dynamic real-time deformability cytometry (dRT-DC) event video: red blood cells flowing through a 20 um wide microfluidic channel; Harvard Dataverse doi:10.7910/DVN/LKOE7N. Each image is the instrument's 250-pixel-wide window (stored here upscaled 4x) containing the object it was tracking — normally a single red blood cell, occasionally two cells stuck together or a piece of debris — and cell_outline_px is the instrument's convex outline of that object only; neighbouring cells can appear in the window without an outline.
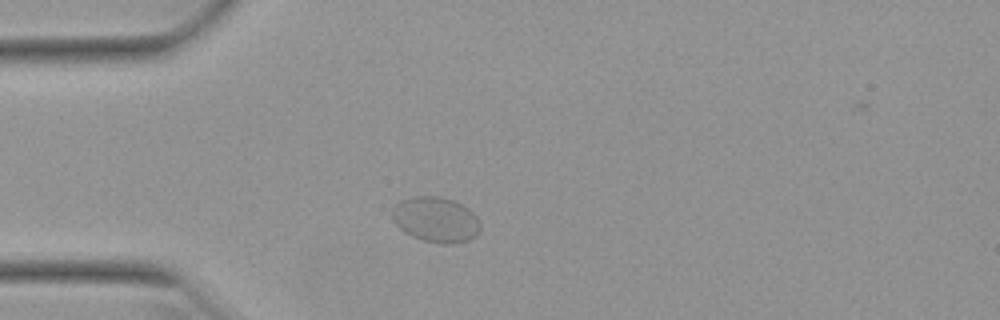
{"species": "Egyptian fruit bat (a non-hibernating species)", "species_latin": "Rousettus aegyptiacus", "temperature_condition": "warm", "stored_images_in_passage": 39, "camera_frame_rate_fps": 3000, "um_per_image_px": 0.085, "animal": {"sex": "female"}, "frame": {"image": 1, "passage_image": 1, "time_ms": 0.0, "image_size_px": [1000, 320], "cell_outline_px": [[480, 228], [476, 236], [468, 240], [456, 244], [440, 244], [424, 240], [412, 236], [404, 232], [392, 220], [392, 208], [400, 200], [412, 196], [440, 196], [452, 200], [468, 208], [476, 216], [480, 224]], "centroid_in_image_um": [37.03, 18.67], "position_along_channel_um": 48.0, "area_um2": 23.41}}
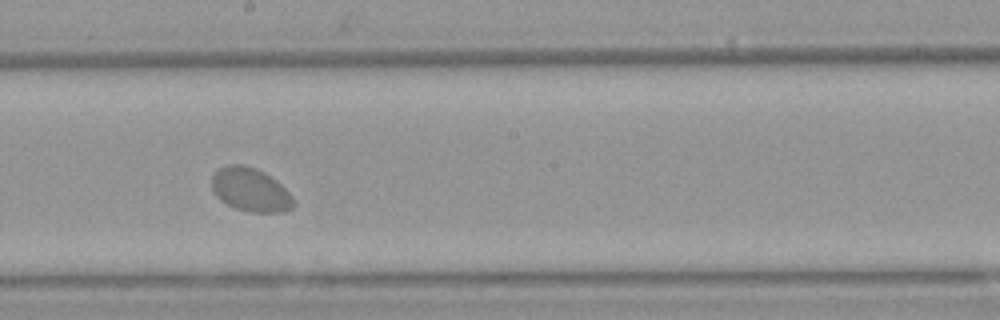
{"frame": {"image": 2, "passage_image": 16, "time_ms": 5.0, "image_size_px": [1000, 320], "cell_outline_px": [[296, 204], [292, 208], [284, 212], [248, 212], [236, 208], [220, 200], [216, 196], [212, 188], [212, 176], [220, 168], [228, 164], [244, 164], [256, 168], [264, 172], [276, 180], [292, 196]], "centroid_in_image_um": [21.3, 16.13], "position_along_channel_um": 226.9, "area_um2": 20.81}}
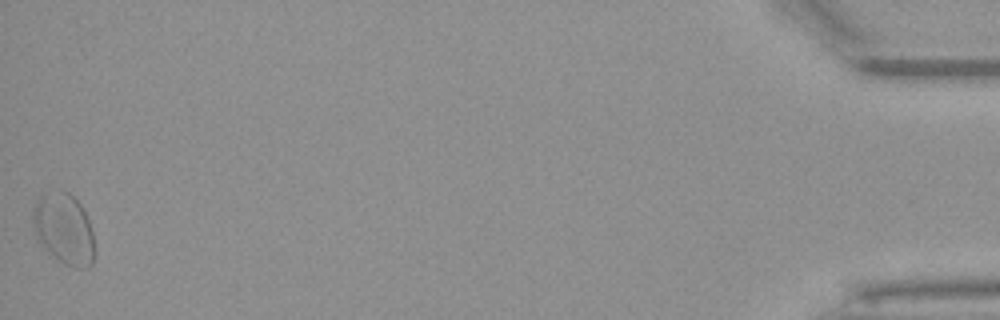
{"frame": {"image": 3, "passage_image": 39, "time_ms": 12.667, "image_size_px": [1000, 320], "cell_outline_px": [[96, 256], [92, 264], [88, 268], [72, 268], [64, 264], [48, 252], [40, 244], [36, 236], [32, 220], [32, 212], [36, 196], [44, 192], [60, 188], [68, 192], [80, 204], [88, 220], [92, 232]], "centroid_in_image_um": [5.41, 19.44], "position_along_channel_um": 429.8, "area_um2": 26.18}, "authors_computed_cell_mechanics": {"area_um2": 21.3282, "velocity_mm_per_s": 3.8957, "shape_relaxation_time_tau1_ms": null, "shape_relaxation_time_tau2_ms": 1.8782, "deformation_change_tau1": null, "deformation_change_tau2": 0.0229}}